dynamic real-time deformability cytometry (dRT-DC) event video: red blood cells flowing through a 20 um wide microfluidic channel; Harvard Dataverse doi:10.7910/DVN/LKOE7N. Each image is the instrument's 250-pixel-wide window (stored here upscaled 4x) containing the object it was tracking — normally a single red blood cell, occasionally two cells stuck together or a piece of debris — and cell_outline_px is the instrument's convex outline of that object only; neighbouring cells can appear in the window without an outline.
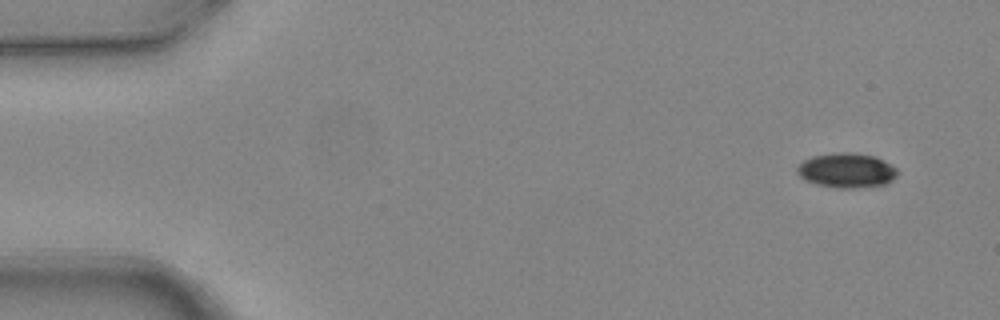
{"species": "common noctule bat (a hibernating species)", "species_latin": "Nyctalus noctula", "temperature_condition": "warm", "stored_images_in_passage": 4, "camera_frame_rate_fps": 3000, "um_per_image_px": 0.085, "animal": {"sex": "female", "body_mass_g": 24.6, "forearm_length_mm": 56.2}, "frame": {"image": 1, "passage_image": 1, "time_ms": 0.0, "image_size_px": [1000, 320], "cell_outline_px": [[896, 176], [888, 184], [852, 188], [840, 188], [816, 184], [804, 180], [796, 172], [796, 168], [804, 160], [812, 156], [836, 152], [852, 152], [876, 156], [896, 168]], "centroid_in_image_um": [71.94, 14.48], "position_along_channel_um": 13.1, "area_um2": 20.29}}
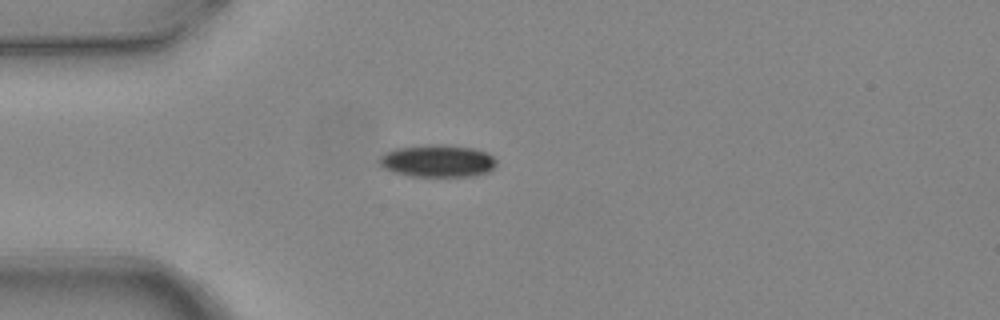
{"frame": {"image": 2, "passage_image": 4, "time_ms": 1.0, "image_size_px": [1000, 320], "cell_outline_px": [[496, 164], [488, 172], [472, 176], [412, 176], [392, 172], [384, 168], [380, 164], [380, 156], [396, 148], [432, 144], [444, 144], [476, 148], [488, 152], [496, 160]], "centroid_in_image_um": [37.23, 13.67], "position_along_channel_um": 47.8, "area_um2": 22.08}}